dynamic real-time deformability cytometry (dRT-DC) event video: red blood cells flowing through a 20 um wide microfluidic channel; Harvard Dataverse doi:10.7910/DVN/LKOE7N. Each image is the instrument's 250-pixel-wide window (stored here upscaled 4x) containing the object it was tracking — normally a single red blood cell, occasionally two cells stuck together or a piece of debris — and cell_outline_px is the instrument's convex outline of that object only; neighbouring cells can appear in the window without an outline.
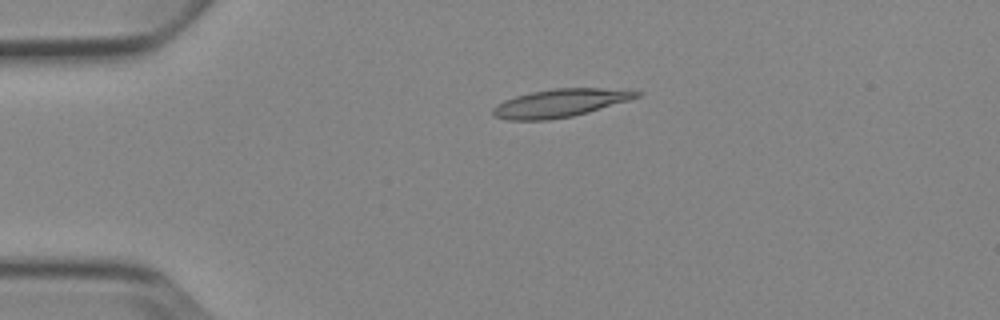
{"species": "Egyptian fruit bat (a non-hibernating species)", "species_latin": "Rousettus aegyptiacus", "temperature_condition": "cold", "stored_images_in_passage": 5, "camera_frame_rate_fps": 3000, "um_per_image_px": 0.085, "animal": {"sex": "female"}, "frame": {"image": 1, "passage_image": 4, "time_ms": 3.667, "image_size_px": [1000, 320], "cell_outline_px": [[640, 96], [628, 100], [588, 112], [572, 116], [548, 120], [508, 120], [496, 116], [492, 112], [492, 108], [496, 104], [504, 100], [516, 96], [532, 92], [552, 88], [628, 88], [640, 92]], "centroid_in_image_um": [47.63, 8.74], "position_along_channel_um": 37.4, "area_um2": 23.52}}